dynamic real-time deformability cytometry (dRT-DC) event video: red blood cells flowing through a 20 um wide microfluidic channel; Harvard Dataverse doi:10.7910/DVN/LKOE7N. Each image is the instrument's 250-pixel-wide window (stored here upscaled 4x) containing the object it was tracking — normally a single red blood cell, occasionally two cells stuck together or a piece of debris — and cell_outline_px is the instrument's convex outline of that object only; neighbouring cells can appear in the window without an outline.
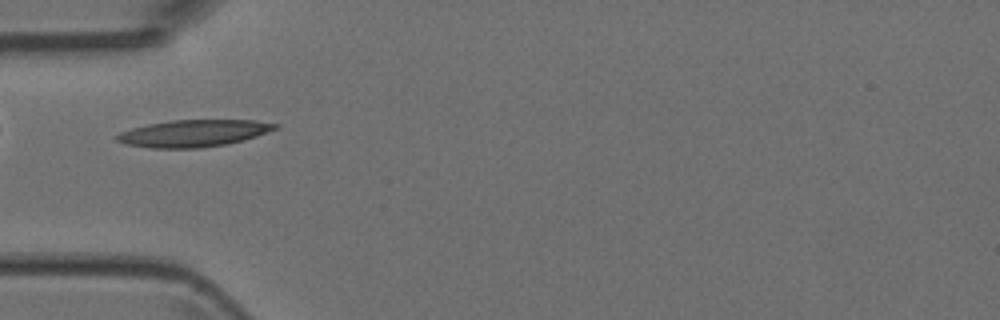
{"species": "Egyptian fruit bat (a non-hibernating species)", "species_latin": "Rousettus aegyptiacus", "temperature_condition": "room temperature", "stored_images_in_passage": 3, "camera_frame_rate_fps": 3000, "um_per_image_px": 0.085, "animal": {"sex": "female"}, "frame": {"image": 1, "passage_image": 3, "time_ms": 2.333, "image_size_px": [1000, 320], "cell_outline_px": [[280, 128], [244, 140], [228, 144], [200, 148], [152, 148], [124, 144], [116, 140], [116, 136], [120, 132], [132, 128], [148, 124], [172, 120], [256, 120], [280, 124]], "centroid_in_image_um": [16.49, 11.33], "position_along_channel_um": 68.5, "area_um2": 25.03}}